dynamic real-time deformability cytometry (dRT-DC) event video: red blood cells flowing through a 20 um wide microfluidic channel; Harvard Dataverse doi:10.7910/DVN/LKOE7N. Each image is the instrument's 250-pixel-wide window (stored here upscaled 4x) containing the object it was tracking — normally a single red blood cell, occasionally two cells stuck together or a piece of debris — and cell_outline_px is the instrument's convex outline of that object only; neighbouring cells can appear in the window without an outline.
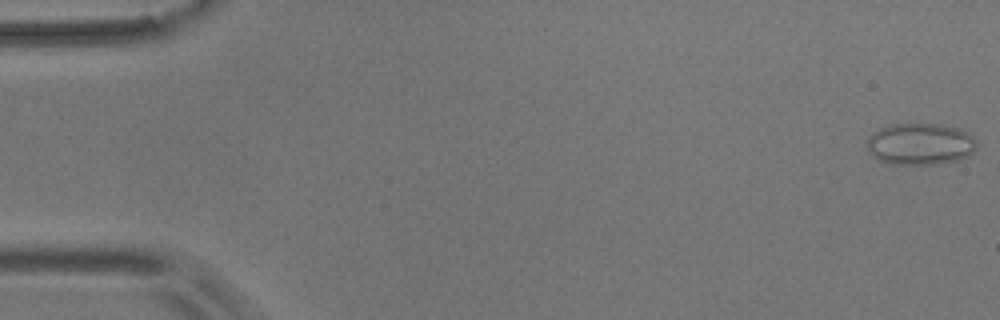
{"species": "common noctule bat (a hibernating species)", "species_latin": "Nyctalus noctula", "temperature_condition": "room temperature", "stored_images_in_passage": 3, "camera_frame_rate_fps": 3000, "um_per_image_px": 0.085, "animal": {"sex": "male", "body_mass_g": 17.9}, "frame": {"image": 1, "passage_image": 1, "time_ms": 0.0, "image_size_px": [1000, 320], "cell_outline_px": [[976, 148], [968, 156], [960, 160], [936, 164], [896, 164], [880, 160], [872, 156], [864, 144], [864, 140], [872, 132], [880, 128], [892, 124], [940, 124], [956, 128], [972, 136], [976, 140]], "centroid_in_image_um": [78.17, 12.24], "position_along_channel_um": 6.8, "area_um2": 26.82}}